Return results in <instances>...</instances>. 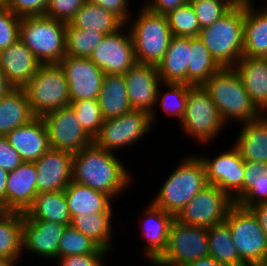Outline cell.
<instances>
[{"instance_id": "6da1fadb", "label": "cell", "mask_w": 267, "mask_h": 266, "mask_svg": "<svg viewBox=\"0 0 267 266\" xmlns=\"http://www.w3.org/2000/svg\"><path fill=\"white\" fill-rule=\"evenodd\" d=\"M72 180L116 199L133 179L115 153L92 143L73 154Z\"/></svg>"}, {"instance_id": "7a4b0ae2", "label": "cell", "mask_w": 267, "mask_h": 266, "mask_svg": "<svg viewBox=\"0 0 267 266\" xmlns=\"http://www.w3.org/2000/svg\"><path fill=\"white\" fill-rule=\"evenodd\" d=\"M202 86L210 94L226 125L231 120L243 123L256 120L263 115L251 101L234 67H222Z\"/></svg>"}, {"instance_id": "3957f363", "label": "cell", "mask_w": 267, "mask_h": 266, "mask_svg": "<svg viewBox=\"0 0 267 266\" xmlns=\"http://www.w3.org/2000/svg\"><path fill=\"white\" fill-rule=\"evenodd\" d=\"M197 156V157H196ZM207 184L206 171L199 155L182 159L167 177L151 202L176 217Z\"/></svg>"}, {"instance_id": "277c9868", "label": "cell", "mask_w": 267, "mask_h": 266, "mask_svg": "<svg viewBox=\"0 0 267 266\" xmlns=\"http://www.w3.org/2000/svg\"><path fill=\"white\" fill-rule=\"evenodd\" d=\"M245 5L201 29L199 37L221 67H234L243 57Z\"/></svg>"}, {"instance_id": "5b68a950", "label": "cell", "mask_w": 267, "mask_h": 266, "mask_svg": "<svg viewBox=\"0 0 267 266\" xmlns=\"http://www.w3.org/2000/svg\"><path fill=\"white\" fill-rule=\"evenodd\" d=\"M66 23L54 18L26 16L21 18L19 39L41 64L59 63L66 56Z\"/></svg>"}, {"instance_id": "8992f818", "label": "cell", "mask_w": 267, "mask_h": 266, "mask_svg": "<svg viewBox=\"0 0 267 266\" xmlns=\"http://www.w3.org/2000/svg\"><path fill=\"white\" fill-rule=\"evenodd\" d=\"M131 24L137 63L158 65L172 38L166 15L154 13L144 5Z\"/></svg>"}, {"instance_id": "52a82bcc", "label": "cell", "mask_w": 267, "mask_h": 266, "mask_svg": "<svg viewBox=\"0 0 267 266\" xmlns=\"http://www.w3.org/2000/svg\"><path fill=\"white\" fill-rule=\"evenodd\" d=\"M24 90L37 117L70 105L68 82L58 63L41 64Z\"/></svg>"}, {"instance_id": "ba28073f", "label": "cell", "mask_w": 267, "mask_h": 266, "mask_svg": "<svg viewBox=\"0 0 267 266\" xmlns=\"http://www.w3.org/2000/svg\"><path fill=\"white\" fill-rule=\"evenodd\" d=\"M180 124L187 136L205 144L211 143L226 126L203 86H192L189 89L185 113Z\"/></svg>"}, {"instance_id": "9c48e42d", "label": "cell", "mask_w": 267, "mask_h": 266, "mask_svg": "<svg viewBox=\"0 0 267 266\" xmlns=\"http://www.w3.org/2000/svg\"><path fill=\"white\" fill-rule=\"evenodd\" d=\"M209 256L207 228L192 226L176 218L172 221L167 249L153 266H185Z\"/></svg>"}, {"instance_id": "30bf717a", "label": "cell", "mask_w": 267, "mask_h": 266, "mask_svg": "<svg viewBox=\"0 0 267 266\" xmlns=\"http://www.w3.org/2000/svg\"><path fill=\"white\" fill-rule=\"evenodd\" d=\"M225 223L231 230L240 259L247 266H255L267 256V238L250 208L234 203Z\"/></svg>"}, {"instance_id": "8fae6325", "label": "cell", "mask_w": 267, "mask_h": 266, "mask_svg": "<svg viewBox=\"0 0 267 266\" xmlns=\"http://www.w3.org/2000/svg\"><path fill=\"white\" fill-rule=\"evenodd\" d=\"M151 127L153 126L149 113L132 109L120 117L104 120L93 143L114 153L117 149L136 144Z\"/></svg>"}, {"instance_id": "7c38bea8", "label": "cell", "mask_w": 267, "mask_h": 266, "mask_svg": "<svg viewBox=\"0 0 267 266\" xmlns=\"http://www.w3.org/2000/svg\"><path fill=\"white\" fill-rule=\"evenodd\" d=\"M233 204V199L226 192L215 185L208 184L175 218L192 226L210 228L225 222Z\"/></svg>"}, {"instance_id": "4fadbf2b", "label": "cell", "mask_w": 267, "mask_h": 266, "mask_svg": "<svg viewBox=\"0 0 267 266\" xmlns=\"http://www.w3.org/2000/svg\"><path fill=\"white\" fill-rule=\"evenodd\" d=\"M42 118L51 149L74 154L93 143V139L79 123L71 105L50 111Z\"/></svg>"}, {"instance_id": "5bb4252c", "label": "cell", "mask_w": 267, "mask_h": 266, "mask_svg": "<svg viewBox=\"0 0 267 266\" xmlns=\"http://www.w3.org/2000/svg\"><path fill=\"white\" fill-rule=\"evenodd\" d=\"M105 35L94 48L90 59L105 74L124 75L136 63L134 42L129 29ZM126 33H125V32ZM123 32V33H122Z\"/></svg>"}, {"instance_id": "9a60e30c", "label": "cell", "mask_w": 267, "mask_h": 266, "mask_svg": "<svg viewBox=\"0 0 267 266\" xmlns=\"http://www.w3.org/2000/svg\"><path fill=\"white\" fill-rule=\"evenodd\" d=\"M58 64L68 82L70 101L98 99L105 73L90 58L66 55Z\"/></svg>"}, {"instance_id": "2e32d148", "label": "cell", "mask_w": 267, "mask_h": 266, "mask_svg": "<svg viewBox=\"0 0 267 266\" xmlns=\"http://www.w3.org/2000/svg\"><path fill=\"white\" fill-rule=\"evenodd\" d=\"M124 77L131 108L149 113L154 125L157 108L155 101L159 88L164 85L157 66L136 63Z\"/></svg>"}, {"instance_id": "e0dca14e", "label": "cell", "mask_w": 267, "mask_h": 266, "mask_svg": "<svg viewBox=\"0 0 267 266\" xmlns=\"http://www.w3.org/2000/svg\"><path fill=\"white\" fill-rule=\"evenodd\" d=\"M207 184L215 185L234 199L244 189V160L232 146L215 158L200 155Z\"/></svg>"}, {"instance_id": "ac0fdd59", "label": "cell", "mask_w": 267, "mask_h": 266, "mask_svg": "<svg viewBox=\"0 0 267 266\" xmlns=\"http://www.w3.org/2000/svg\"><path fill=\"white\" fill-rule=\"evenodd\" d=\"M35 163L37 192L64 190L72 181L73 154L49 148Z\"/></svg>"}, {"instance_id": "d6986e66", "label": "cell", "mask_w": 267, "mask_h": 266, "mask_svg": "<svg viewBox=\"0 0 267 266\" xmlns=\"http://www.w3.org/2000/svg\"><path fill=\"white\" fill-rule=\"evenodd\" d=\"M66 226L46 220H30L23 213L22 250L43 259L57 260L60 238Z\"/></svg>"}, {"instance_id": "ffe728a7", "label": "cell", "mask_w": 267, "mask_h": 266, "mask_svg": "<svg viewBox=\"0 0 267 266\" xmlns=\"http://www.w3.org/2000/svg\"><path fill=\"white\" fill-rule=\"evenodd\" d=\"M146 207L142 210L144 220L141 219V223L139 221V224H142L143 235L147 239L142 249L146 258L152 263L167 249L169 231L175 217L172 214L166 213L161 208L156 207L152 202Z\"/></svg>"}, {"instance_id": "44dd1931", "label": "cell", "mask_w": 267, "mask_h": 266, "mask_svg": "<svg viewBox=\"0 0 267 266\" xmlns=\"http://www.w3.org/2000/svg\"><path fill=\"white\" fill-rule=\"evenodd\" d=\"M37 171L34 162H22L9 172L6 186V211L25 213L37 192Z\"/></svg>"}, {"instance_id": "7402d4cb", "label": "cell", "mask_w": 267, "mask_h": 266, "mask_svg": "<svg viewBox=\"0 0 267 266\" xmlns=\"http://www.w3.org/2000/svg\"><path fill=\"white\" fill-rule=\"evenodd\" d=\"M40 65V61L20 39L0 51V69L13 88H24Z\"/></svg>"}, {"instance_id": "603a6c76", "label": "cell", "mask_w": 267, "mask_h": 266, "mask_svg": "<svg viewBox=\"0 0 267 266\" xmlns=\"http://www.w3.org/2000/svg\"><path fill=\"white\" fill-rule=\"evenodd\" d=\"M23 162H35L50 148L42 117H35L26 125L16 127L5 135Z\"/></svg>"}, {"instance_id": "cb8c5ba5", "label": "cell", "mask_w": 267, "mask_h": 266, "mask_svg": "<svg viewBox=\"0 0 267 266\" xmlns=\"http://www.w3.org/2000/svg\"><path fill=\"white\" fill-rule=\"evenodd\" d=\"M234 68L251 101L263 113L267 109V58L243 56Z\"/></svg>"}, {"instance_id": "d4e9b609", "label": "cell", "mask_w": 267, "mask_h": 266, "mask_svg": "<svg viewBox=\"0 0 267 266\" xmlns=\"http://www.w3.org/2000/svg\"><path fill=\"white\" fill-rule=\"evenodd\" d=\"M190 37L172 36L157 71L163 83H186L190 61Z\"/></svg>"}, {"instance_id": "484cf974", "label": "cell", "mask_w": 267, "mask_h": 266, "mask_svg": "<svg viewBox=\"0 0 267 266\" xmlns=\"http://www.w3.org/2000/svg\"><path fill=\"white\" fill-rule=\"evenodd\" d=\"M245 3L243 56L267 58V9Z\"/></svg>"}, {"instance_id": "4316f807", "label": "cell", "mask_w": 267, "mask_h": 266, "mask_svg": "<svg viewBox=\"0 0 267 266\" xmlns=\"http://www.w3.org/2000/svg\"><path fill=\"white\" fill-rule=\"evenodd\" d=\"M233 146L244 161L267 163V118L243 122Z\"/></svg>"}, {"instance_id": "83f0119b", "label": "cell", "mask_w": 267, "mask_h": 266, "mask_svg": "<svg viewBox=\"0 0 267 266\" xmlns=\"http://www.w3.org/2000/svg\"><path fill=\"white\" fill-rule=\"evenodd\" d=\"M71 217L75 214L114 212L111 202L114 200L106 193L71 181L64 189Z\"/></svg>"}, {"instance_id": "f1b7e54d", "label": "cell", "mask_w": 267, "mask_h": 266, "mask_svg": "<svg viewBox=\"0 0 267 266\" xmlns=\"http://www.w3.org/2000/svg\"><path fill=\"white\" fill-rule=\"evenodd\" d=\"M97 100L104 120L117 118L131 111L124 75L105 74Z\"/></svg>"}, {"instance_id": "f546056e", "label": "cell", "mask_w": 267, "mask_h": 266, "mask_svg": "<svg viewBox=\"0 0 267 266\" xmlns=\"http://www.w3.org/2000/svg\"><path fill=\"white\" fill-rule=\"evenodd\" d=\"M35 117L24 88H13L0 99V136L26 125Z\"/></svg>"}, {"instance_id": "4dcf8cb0", "label": "cell", "mask_w": 267, "mask_h": 266, "mask_svg": "<svg viewBox=\"0 0 267 266\" xmlns=\"http://www.w3.org/2000/svg\"><path fill=\"white\" fill-rule=\"evenodd\" d=\"M24 215L30 220H46L64 225H70L72 219L64 190L37 194Z\"/></svg>"}, {"instance_id": "1f68e13d", "label": "cell", "mask_w": 267, "mask_h": 266, "mask_svg": "<svg viewBox=\"0 0 267 266\" xmlns=\"http://www.w3.org/2000/svg\"><path fill=\"white\" fill-rule=\"evenodd\" d=\"M69 23L75 28L83 30L90 29L104 35L115 33L125 25L114 13L88 0L75 13Z\"/></svg>"}, {"instance_id": "d6a6232c", "label": "cell", "mask_w": 267, "mask_h": 266, "mask_svg": "<svg viewBox=\"0 0 267 266\" xmlns=\"http://www.w3.org/2000/svg\"><path fill=\"white\" fill-rule=\"evenodd\" d=\"M241 207L267 203V163L244 161V189L233 199Z\"/></svg>"}, {"instance_id": "836d02e7", "label": "cell", "mask_w": 267, "mask_h": 266, "mask_svg": "<svg viewBox=\"0 0 267 266\" xmlns=\"http://www.w3.org/2000/svg\"><path fill=\"white\" fill-rule=\"evenodd\" d=\"M112 215L113 212H97L87 215L79 213L72 217L70 225L110 253L114 232Z\"/></svg>"}, {"instance_id": "e575fe53", "label": "cell", "mask_w": 267, "mask_h": 266, "mask_svg": "<svg viewBox=\"0 0 267 266\" xmlns=\"http://www.w3.org/2000/svg\"><path fill=\"white\" fill-rule=\"evenodd\" d=\"M190 61L187 69V84L202 86L222 67L212 57L199 36L190 37Z\"/></svg>"}, {"instance_id": "d590c367", "label": "cell", "mask_w": 267, "mask_h": 266, "mask_svg": "<svg viewBox=\"0 0 267 266\" xmlns=\"http://www.w3.org/2000/svg\"><path fill=\"white\" fill-rule=\"evenodd\" d=\"M22 226L23 213L0 212V256L10 259L15 265L23 253Z\"/></svg>"}, {"instance_id": "8d00e7d4", "label": "cell", "mask_w": 267, "mask_h": 266, "mask_svg": "<svg viewBox=\"0 0 267 266\" xmlns=\"http://www.w3.org/2000/svg\"><path fill=\"white\" fill-rule=\"evenodd\" d=\"M209 256L225 266H247L239 257L231 230L224 222L207 228Z\"/></svg>"}, {"instance_id": "74e56055", "label": "cell", "mask_w": 267, "mask_h": 266, "mask_svg": "<svg viewBox=\"0 0 267 266\" xmlns=\"http://www.w3.org/2000/svg\"><path fill=\"white\" fill-rule=\"evenodd\" d=\"M105 35L92 30H83L66 24V55L90 58L94 48L99 44Z\"/></svg>"}, {"instance_id": "f35d334b", "label": "cell", "mask_w": 267, "mask_h": 266, "mask_svg": "<svg viewBox=\"0 0 267 266\" xmlns=\"http://www.w3.org/2000/svg\"><path fill=\"white\" fill-rule=\"evenodd\" d=\"M164 85L163 87H165L167 91L161 95V90H158L155 106L160 104L163 111L166 112L168 116H175L180 124L185 113L188 91L192 85L186 83H164Z\"/></svg>"}, {"instance_id": "ab89813d", "label": "cell", "mask_w": 267, "mask_h": 266, "mask_svg": "<svg viewBox=\"0 0 267 266\" xmlns=\"http://www.w3.org/2000/svg\"><path fill=\"white\" fill-rule=\"evenodd\" d=\"M172 36L195 37L199 36L201 28L194 8L186 3L166 14Z\"/></svg>"}, {"instance_id": "60d3db41", "label": "cell", "mask_w": 267, "mask_h": 266, "mask_svg": "<svg viewBox=\"0 0 267 266\" xmlns=\"http://www.w3.org/2000/svg\"><path fill=\"white\" fill-rule=\"evenodd\" d=\"M101 247L71 225L65 227L59 243V257L97 252Z\"/></svg>"}, {"instance_id": "b9f144b4", "label": "cell", "mask_w": 267, "mask_h": 266, "mask_svg": "<svg viewBox=\"0 0 267 266\" xmlns=\"http://www.w3.org/2000/svg\"><path fill=\"white\" fill-rule=\"evenodd\" d=\"M76 117L85 132L92 138L98 134L104 119L97 99L70 101Z\"/></svg>"}, {"instance_id": "7bdbcfd3", "label": "cell", "mask_w": 267, "mask_h": 266, "mask_svg": "<svg viewBox=\"0 0 267 266\" xmlns=\"http://www.w3.org/2000/svg\"><path fill=\"white\" fill-rule=\"evenodd\" d=\"M191 5L201 29L215 23L230 10L228 6L217 0H199Z\"/></svg>"}, {"instance_id": "ee69618b", "label": "cell", "mask_w": 267, "mask_h": 266, "mask_svg": "<svg viewBox=\"0 0 267 266\" xmlns=\"http://www.w3.org/2000/svg\"><path fill=\"white\" fill-rule=\"evenodd\" d=\"M21 17L7 7H0V51L19 39Z\"/></svg>"}, {"instance_id": "f6af8a7d", "label": "cell", "mask_w": 267, "mask_h": 266, "mask_svg": "<svg viewBox=\"0 0 267 266\" xmlns=\"http://www.w3.org/2000/svg\"><path fill=\"white\" fill-rule=\"evenodd\" d=\"M87 0H48L45 16L69 23Z\"/></svg>"}, {"instance_id": "bcb514c9", "label": "cell", "mask_w": 267, "mask_h": 266, "mask_svg": "<svg viewBox=\"0 0 267 266\" xmlns=\"http://www.w3.org/2000/svg\"><path fill=\"white\" fill-rule=\"evenodd\" d=\"M48 0H7L5 7L19 17L45 15Z\"/></svg>"}, {"instance_id": "7dc6e473", "label": "cell", "mask_w": 267, "mask_h": 266, "mask_svg": "<svg viewBox=\"0 0 267 266\" xmlns=\"http://www.w3.org/2000/svg\"><path fill=\"white\" fill-rule=\"evenodd\" d=\"M108 252V250L100 248L95 253L58 257L56 261L59 263L58 266H104V262H106L103 261L104 256L107 257Z\"/></svg>"}, {"instance_id": "c3c4849f", "label": "cell", "mask_w": 267, "mask_h": 266, "mask_svg": "<svg viewBox=\"0 0 267 266\" xmlns=\"http://www.w3.org/2000/svg\"><path fill=\"white\" fill-rule=\"evenodd\" d=\"M22 162L18 152L9 144L7 138L0 136V167L9 173Z\"/></svg>"}, {"instance_id": "681fc988", "label": "cell", "mask_w": 267, "mask_h": 266, "mask_svg": "<svg viewBox=\"0 0 267 266\" xmlns=\"http://www.w3.org/2000/svg\"><path fill=\"white\" fill-rule=\"evenodd\" d=\"M89 2L103 7L106 10L111 11L118 16L125 24L129 22L130 12L129 2L130 0H88Z\"/></svg>"}, {"instance_id": "f907efd6", "label": "cell", "mask_w": 267, "mask_h": 266, "mask_svg": "<svg viewBox=\"0 0 267 266\" xmlns=\"http://www.w3.org/2000/svg\"><path fill=\"white\" fill-rule=\"evenodd\" d=\"M186 3L187 0H148V2L146 1L143 5L154 13L166 15L170 11L183 6Z\"/></svg>"}, {"instance_id": "816d5d0a", "label": "cell", "mask_w": 267, "mask_h": 266, "mask_svg": "<svg viewBox=\"0 0 267 266\" xmlns=\"http://www.w3.org/2000/svg\"><path fill=\"white\" fill-rule=\"evenodd\" d=\"M258 219L261 229L267 238V203H259L250 207Z\"/></svg>"}, {"instance_id": "f5cc1de1", "label": "cell", "mask_w": 267, "mask_h": 266, "mask_svg": "<svg viewBox=\"0 0 267 266\" xmlns=\"http://www.w3.org/2000/svg\"><path fill=\"white\" fill-rule=\"evenodd\" d=\"M9 173L0 167V204L6 211V186Z\"/></svg>"}, {"instance_id": "db71d44e", "label": "cell", "mask_w": 267, "mask_h": 266, "mask_svg": "<svg viewBox=\"0 0 267 266\" xmlns=\"http://www.w3.org/2000/svg\"><path fill=\"white\" fill-rule=\"evenodd\" d=\"M185 266H225V265L218 263L211 256H207L204 258H200L196 261L190 262L186 264Z\"/></svg>"}, {"instance_id": "11a10c76", "label": "cell", "mask_w": 267, "mask_h": 266, "mask_svg": "<svg viewBox=\"0 0 267 266\" xmlns=\"http://www.w3.org/2000/svg\"><path fill=\"white\" fill-rule=\"evenodd\" d=\"M13 89L7 76L0 69V99Z\"/></svg>"}, {"instance_id": "9f6ffc18", "label": "cell", "mask_w": 267, "mask_h": 266, "mask_svg": "<svg viewBox=\"0 0 267 266\" xmlns=\"http://www.w3.org/2000/svg\"><path fill=\"white\" fill-rule=\"evenodd\" d=\"M228 6L230 9L245 5L247 0H217Z\"/></svg>"}, {"instance_id": "6f0895ef", "label": "cell", "mask_w": 267, "mask_h": 266, "mask_svg": "<svg viewBox=\"0 0 267 266\" xmlns=\"http://www.w3.org/2000/svg\"><path fill=\"white\" fill-rule=\"evenodd\" d=\"M15 264L6 257L0 256V266H14Z\"/></svg>"}, {"instance_id": "680465c9", "label": "cell", "mask_w": 267, "mask_h": 266, "mask_svg": "<svg viewBox=\"0 0 267 266\" xmlns=\"http://www.w3.org/2000/svg\"><path fill=\"white\" fill-rule=\"evenodd\" d=\"M255 266H267V256L264 257L260 262H258Z\"/></svg>"}, {"instance_id": "91938a15", "label": "cell", "mask_w": 267, "mask_h": 266, "mask_svg": "<svg viewBox=\"0 0 267 266\" xmlns=\"http://www.w3.org/2000/svg\"><path fill=\"white\" fill-rule=\"evenodd\" d=\"M7 0H0V7H5Z\"/></svg>"}, {"instance_id": "94428289", "label": "cell", "mask_w": 267, "mask_h": 266, "mask_svg": "<svg viewBox=\"0 0 267 266\" xmlns=\"http://www.w3.org/2000/svg\"><path fill=\"white\" fill-rule=\"evenodd\" d=\"M196 1H199V0H187V3L192 4V3L196 2Z\"/></svg>"}, {"instance_id": "6125c7cd", "label": "cell", "mask_w": 267, "mask_h": 266, "mask_svg": "<svg viewBox=\"0 0 267 266\" xmlns=\"http://www.w3.org/2000/svg\"><path fill=\"white\" fill-rule=\"evenodd\" d=\"M263 116L267 118V109L263 112Z\"/></svg>"}]
</instances>
